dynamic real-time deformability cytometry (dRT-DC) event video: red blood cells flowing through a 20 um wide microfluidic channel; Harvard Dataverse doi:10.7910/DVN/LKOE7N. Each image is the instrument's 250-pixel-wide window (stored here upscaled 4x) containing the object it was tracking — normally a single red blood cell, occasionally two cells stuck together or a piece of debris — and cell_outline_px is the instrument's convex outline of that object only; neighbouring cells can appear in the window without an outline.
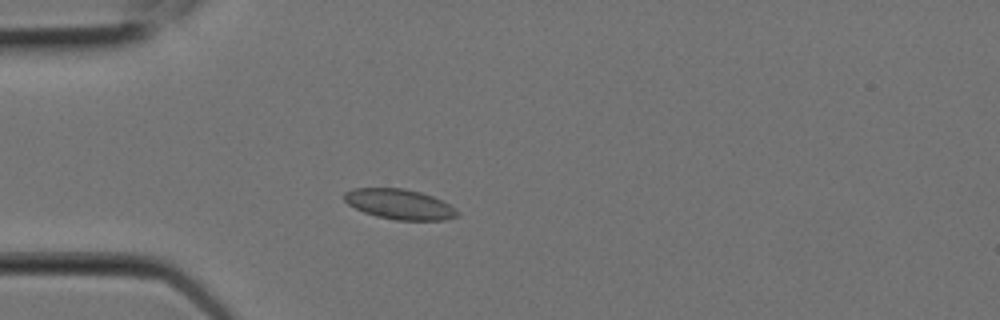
{"species": "Egyptian fruit bat (a non-hibernating species)", "species_latin": "Rousettus aegyptiacus", "temperature_condition": "room temperature", "stored_images_in_passage": 10, "camera_frame_rate_fps": 3000, "um_per_image_px": 0.085, "animal": {"sex": "female"}, "frame": {"image": 1, "passage_image": 4, "time_ms": 1.0, "image_size_px": [1000, 320], "cell_outline_px": [[460, 216], [444, 220], [396, 220], [376, 216], [364, 212], [348, 204], [344, 200], [344, 192], [352, 188], [404, 188], [420, 192], [432, 196], [448, 204], [460, 212]], "centroid_in_image_um": [33.96, 17.36], "position_along_channel_um": 51.0, "area_um2": 19.88}}
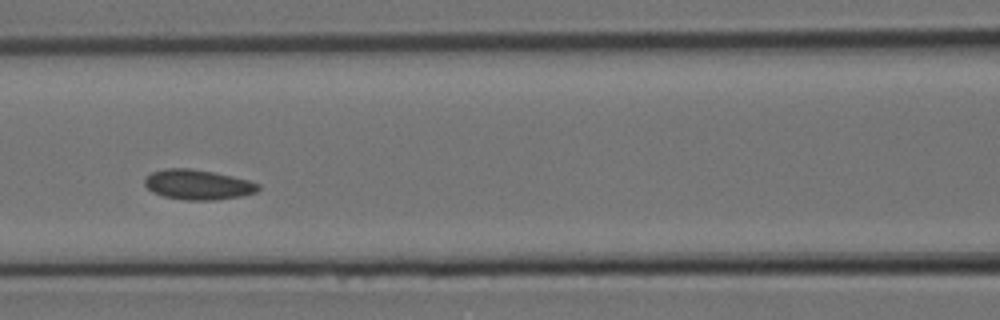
{"frame": {"image": 2, "passage_image": 7, "time_ms": 2.0, "image_size_px": [1000, 320], "cell_outline_px": [[260, 188], [256, 192], [240, 196], [212, 200], [184, 200], [164, 196], [152, 192], [144, 184], [144, 180], [152, 172], [164, 168], [188, 168], [212, 172], [232, 176], [248, 180], [260, 184]], "centroid_in_image_um": [16.81, 15.69], "position_along_channel_um": 149.8, "area_um2": 19.71}}
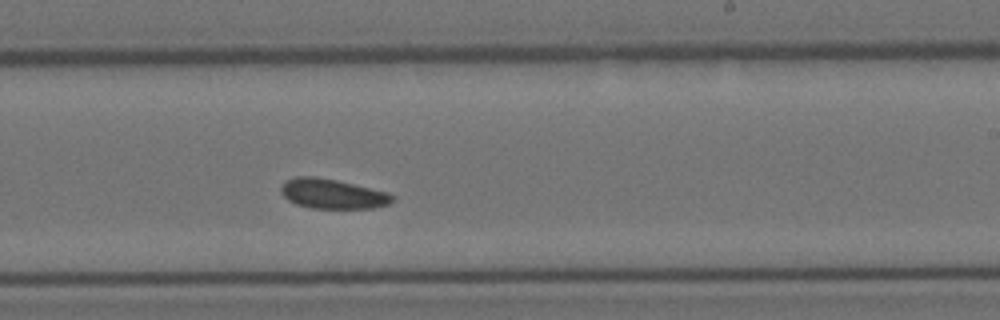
{"frame": {"image": 3, "passage_image": 10, "time_ms": 3.0, "image_size_px": [1000, 320], "cell_outline_px": [[396, 196], [388, 204], [372, 208], [312, 208], [296, 204], [288, 200], [280, 192], [280, 184], [284, 180], [296, 176], [312, 176], [336, 180], [388, 192]], "centroid_in_image_um": [28.21, 16.46], "position_along_channel_um": 260.8, "area_um2": 19.36}}